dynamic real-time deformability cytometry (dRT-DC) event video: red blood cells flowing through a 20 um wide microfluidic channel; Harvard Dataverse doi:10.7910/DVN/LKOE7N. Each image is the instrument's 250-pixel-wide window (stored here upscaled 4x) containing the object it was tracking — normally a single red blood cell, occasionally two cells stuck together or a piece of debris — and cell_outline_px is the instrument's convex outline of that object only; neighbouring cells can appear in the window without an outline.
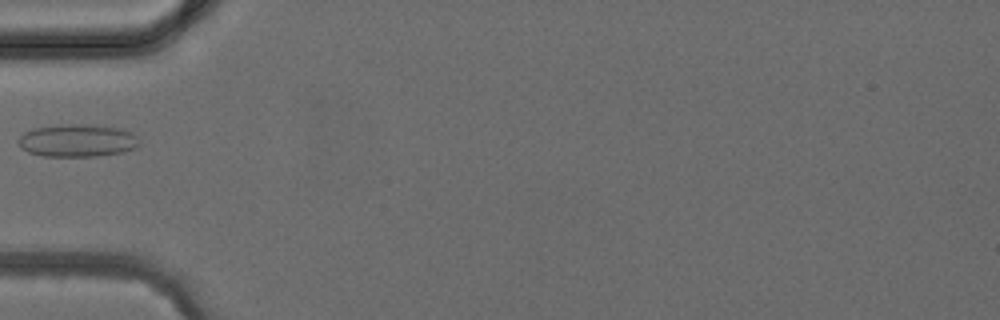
{"species": "common noctule bat (a hibernating species)", "species_latin": "Nyctalus noctula", "temperature_condition": "cold", "stored_images_in_passage": 2, "camera_frame_rate_fps": 3000, "um_per_image_px": 0.085, "animal": {"sex": "female", "body_mass_g": 24.6, "forearm_length_mm": 56.2}, "frame": {"image": 1, "passage_image": 2, "time_ms": 1.0, "image_size_px": [1000, 320], "cell_outline_px": [[136, 144], [132, 148], [124, 152], [100, 156], [44, 156], [28, 152], [20, 148], [16, 144], [20, 136], [24, 132], [36, 128], [72, 124], [76, 124], [120, 128], [132, 132], [136, 136]], "centroid_in_image_um": [6.52, 11.96], "position_along_channel_um": 78.5, "area_um2": 22.66}}